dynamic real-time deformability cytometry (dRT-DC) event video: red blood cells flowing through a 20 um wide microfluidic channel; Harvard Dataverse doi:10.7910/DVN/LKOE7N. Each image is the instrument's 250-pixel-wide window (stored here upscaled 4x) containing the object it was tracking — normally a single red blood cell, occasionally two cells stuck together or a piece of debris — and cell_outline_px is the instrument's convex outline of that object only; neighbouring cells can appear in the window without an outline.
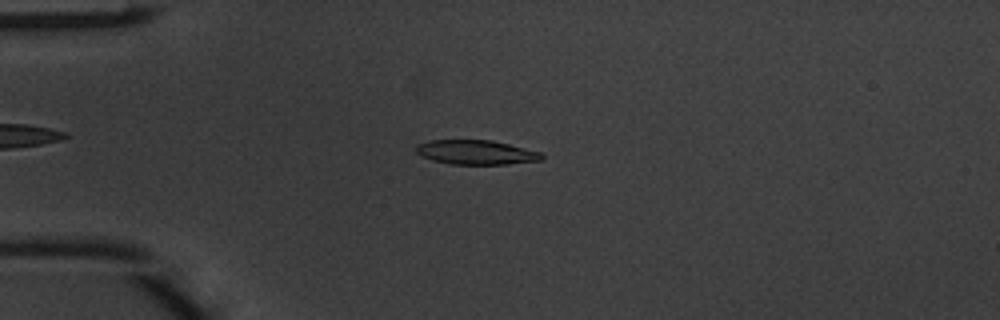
{"species": "common noctule bat (a hibernating species)", "species_latin": "Nyctalus noctula", "temperature_condition": "warm", "stored_images_in_passage": 6, "camera_frame_rate_fps": 3000, "um_per_image_px": 0.085, "animal": {"sex": "male", "body_mass_g": 20.1, "forearm_length_mm": 53.5}, "frame": {"image": 1, "passage_image": 4, "time_ms": 1.0, "image_size_px": [1000, 320], "cell_outline_px": [[544, 160], [508, 164], [452, 164], [432, 160], [420, 156], [416, 152], [416, 144], [428, 140], [492, 140], [540, 152], [544, 156]], "centroid_in_image_um": [40.44, 12.94], "position_along_channel_um": 44.6, "area_um2": 17.92}}